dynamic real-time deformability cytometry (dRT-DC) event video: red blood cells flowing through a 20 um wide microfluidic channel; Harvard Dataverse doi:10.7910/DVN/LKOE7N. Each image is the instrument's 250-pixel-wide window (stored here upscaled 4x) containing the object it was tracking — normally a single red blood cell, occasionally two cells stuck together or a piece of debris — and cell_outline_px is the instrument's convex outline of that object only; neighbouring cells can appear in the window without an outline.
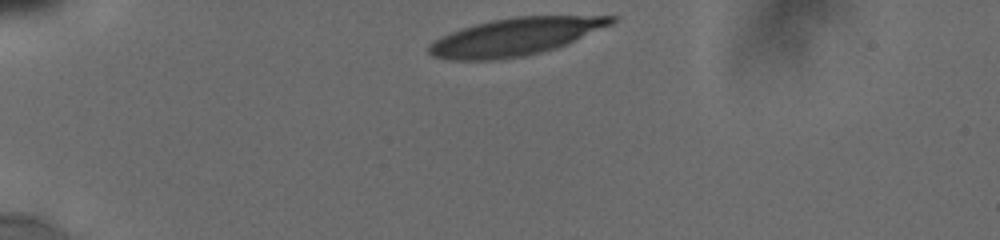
{"species": "human", "species_latin": "Homo sapiens", "temperature_condition": "cold", "stored_images_in_passage": 13, "camera_frame_rate_fps": 3000, "um_per_image_px": 0.085, "donor": {"sex": "male"}, "frame": {"image": 1, "passage_image": 1, "time_ms": 0.0, "image_size_px": [1000, 240], "cell_outline_px": [[620, 16], [612, 24], [556, 48], [524, 56], [496, 60], [448, 60], [432, 56], [428, 52], [428, 44], [452, 32], [476, 24], [492, 20], [516, 16]], "centroid_in_image_um": [43.79, 3.13], "position_along_channel_um": 41.2, "area_um2": 39.42}}
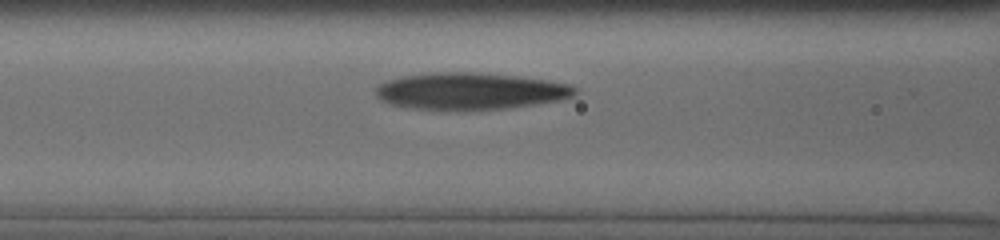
{"frame": {"image": 2, "passage_image": 9, "time_ms": 3.667, "image_size_px": [1000, 240], "cell_outline_px": [[576, 92], [572, 96], [560, 100], [504, 108], [416, 108], [392, 104], [380, 100], [376, 96], [372, 88], [376, 84], [384, 80], [404, 76], [432, 72], [480, 72], [516, 76], [548, 80], [568, 84], [576, 88]], "centroid_in_image_um": [39.9, 7.7], "position_along_channel_um": 126.7, "area_um2": 42.14}}
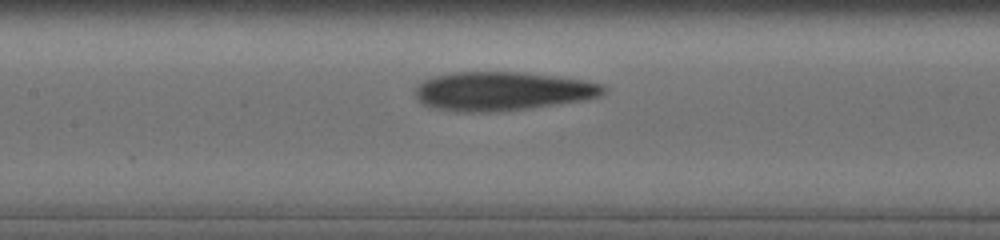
{"frame": {"image": 3, "passage_image": 12, "time_ms": 4.667, "image_size_px": [1000, 240], "cell_outline_px": [[608, 88], [600, 96], [588, 100], [532, 108], [500, 112], [456, 112], [432, 108], [416, 100], [412, 92], [416, 84], [432, 76], [452, 72], [520, 72], [556, 76], [584, 80], [604, 84]], "centroid_in_image_um": [42.66, 7.76], "position_along_channel_um": 164.7, "area_um2": 43.58}}